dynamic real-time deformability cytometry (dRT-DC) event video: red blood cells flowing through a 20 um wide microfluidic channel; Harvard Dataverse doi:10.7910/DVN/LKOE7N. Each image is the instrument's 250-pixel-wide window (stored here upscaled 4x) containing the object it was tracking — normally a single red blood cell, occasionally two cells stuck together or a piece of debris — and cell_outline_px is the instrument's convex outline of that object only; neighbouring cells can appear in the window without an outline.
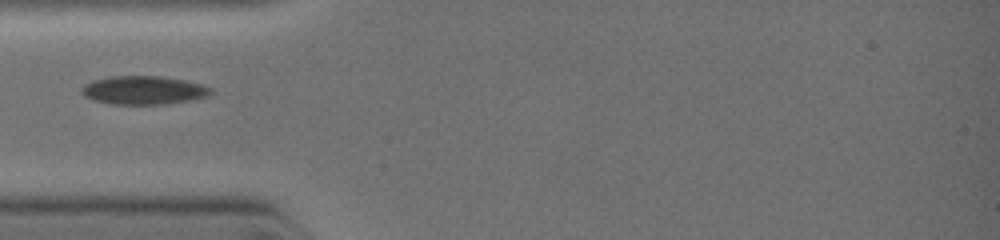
{"species": "common noctule bat (a hibernating species)", "species_latin": "Nyctalus noctula", "temperature_condition": "warm", "stored_images_in_passage": 2, "camera_frame_rate_fps": 3000, "um_per_image_px": 0.085, "animal": {"sex": "female", "body_mass_g": 19.0, "forearm_length_mm": 51.5}, "frame": {"image": 1, "passage_image": 1, "time_ms": 0.0, "image_size_px": [1000, 240], "cell_outline_px": [[212, 92], [208, 96], [188, 100], [160, 104], [112, 104], [92, 100], [84, 96], [80, 92], [80, 88], [96, 80], [112, 76], [160, 76], [184, 80], [200, 84], [212, 88]], "centroid_in_image_um": [12.19, 7.67], "position_along_channel_um": 72.8, "area_um2": 21.15}}